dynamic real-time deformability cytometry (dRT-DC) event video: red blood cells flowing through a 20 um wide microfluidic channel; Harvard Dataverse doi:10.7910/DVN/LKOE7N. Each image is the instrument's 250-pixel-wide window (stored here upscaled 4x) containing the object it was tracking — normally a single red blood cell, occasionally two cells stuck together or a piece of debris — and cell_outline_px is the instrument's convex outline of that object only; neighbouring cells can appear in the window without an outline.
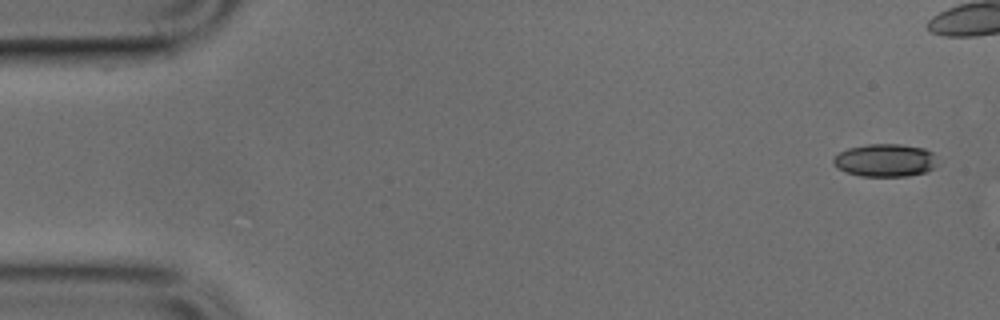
{"species": "common noctule bat (a hibernating species)", "species_latin": "Nyctalus noctula", "temperature_condition": "cold", "stored_images_in_passage": 39, "camera_frame_rate_fps": 3000, "um_per_image_px": 0.085, "animal": {"sex": "male", "body_mass_g": 17.9, "forearm_length_mm": 54.2}, "frame": {"image": 1, "passage_image": 1, "time_ms": 0.0, "image_size_px": [1000, 320], "cell_outline_px": [[940, 164], [924, 172], [908, 176], [860, 176], [836, 168], [832, 160], [840, 152], [848, 148], [868, 144], [900, 144], [924, 148], [932, 152]], "centroid_in_image_um": [75.26, 13.62], "position_along_channel_um": 9.7, "area_um2": 19.94}}
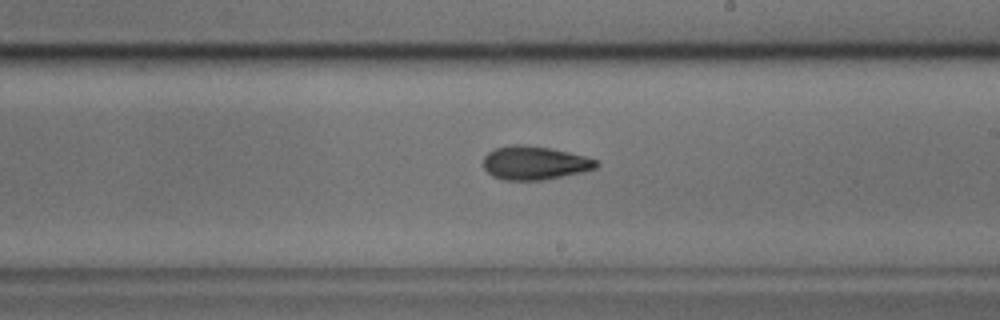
{"frame": {"image": 2, "passage_image": 27, "time_ms": 8.667, "image_size_px": [1000, 320], "cell_outline_px": [[600, 164], [596, 168], [584, 172], [544, 180], [504, 180], [492, 176], [484, 168], [484, 156], [488, 152], [496, 148], [508, 144], [524, 144], [552, 148], [600, 160]], "centroid_in_image_um": [45.47, 13.84], "position_along_channel_um": 243.5, "area_um2": 22.43}}
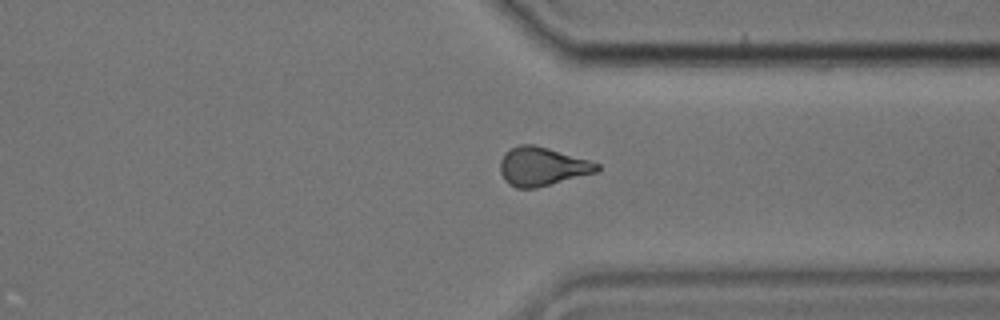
{"frame": {"image": 3, "passage_image": 36, "time_ms": 11.667, "image_size_px": [1000, 320], "cell_outline_px": [[600, 168], [596, 172], [536, 188], [516, 188], [508, 184], [504, 180], [500, 172], [500, 160], [512, 148], [520, 144], [532, 144], [548, 148], [588, 160], [600, 164]], "centroid_in_image_um": [46.06, 14.16], "position_along_channel_um": 365.3, "area_um2": 21.5}}